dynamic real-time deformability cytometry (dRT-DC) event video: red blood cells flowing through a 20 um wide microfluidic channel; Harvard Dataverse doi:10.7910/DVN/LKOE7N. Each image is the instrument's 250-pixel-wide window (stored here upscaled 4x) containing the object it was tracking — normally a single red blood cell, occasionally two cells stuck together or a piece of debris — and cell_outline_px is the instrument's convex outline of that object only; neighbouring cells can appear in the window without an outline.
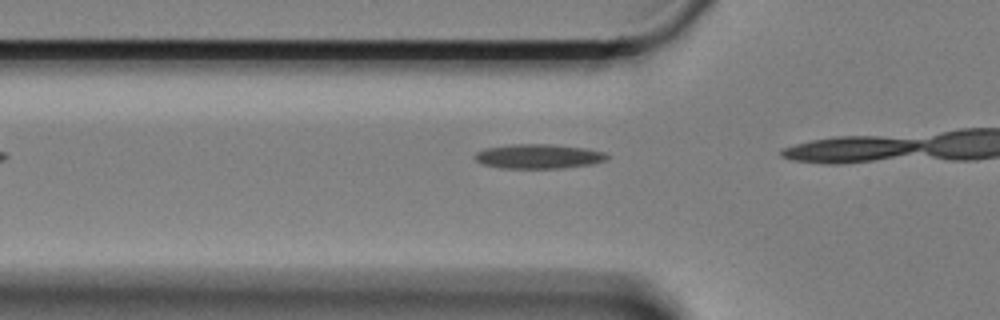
{"species": "Egyptian fruit bat (a non-hibernating species)", "species_latin": "Rousettus aegyptiacus", "temperature_condition": "cold", "stored_images_in_passage": 5, "camera_frame_rate_fps": 3000, "um_per_image_px": 0.085, "animal": {"sex": "female"}, "frame": {"image": 1, "passage_image": 3, "time_ms": 0.667, "image_size_px": [1000, 320], "cell_outline_px": [[608, 156], [604, 160], [592, 164], [560, 168], [500, 168], [484, 164], [476, 160], [472, 156], [476, 152], [484, 148], [508, 144], [548, 144], [584, 148], [604, 152]], "centroid_in_image_um": [45.7, 13.28], "position_along_channel_um": 80.1, "area_um2": 18.79}}